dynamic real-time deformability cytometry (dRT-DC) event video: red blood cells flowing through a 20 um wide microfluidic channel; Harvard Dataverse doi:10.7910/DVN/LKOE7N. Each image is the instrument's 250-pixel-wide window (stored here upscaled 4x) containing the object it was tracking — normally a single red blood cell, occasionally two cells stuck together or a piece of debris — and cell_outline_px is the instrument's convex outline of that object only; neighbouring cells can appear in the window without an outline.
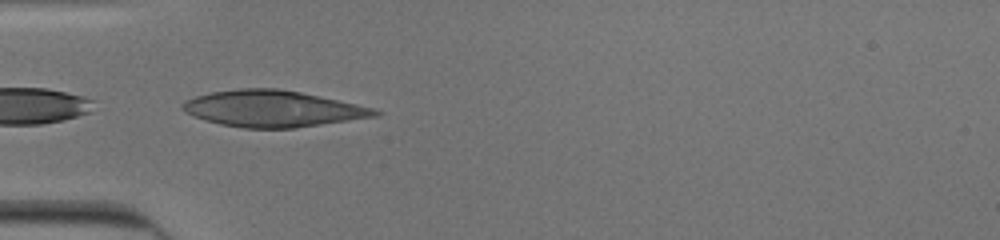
{"species": "human", "species_latin": "Homo sapiens", "temperature_condition": "cold", "stored_images_in_passage": 17, "camera_frame_rate_fps": 3000, "um_per_image_px": 0.085, "donor": {"sex": "male"}, "frame": {"image": 1, "passage_image": 1, "time_ms": 0.0, "image_size_px": [1000, 240], "cell_outline_px": [[384, 112], [380, 116], [296, 128], [244, 128], [220, 124], [184, 112], [180, 108], [180, 104], [184, 100], [196, 96], [212, 92], [240, 88], [276, 88], [300, 92], [320, 96], [376, 108]], "centroid_in_image_um": [23.23, 9.24], "position_along_channel_um": 61.8, "area_um2": 40.92}}
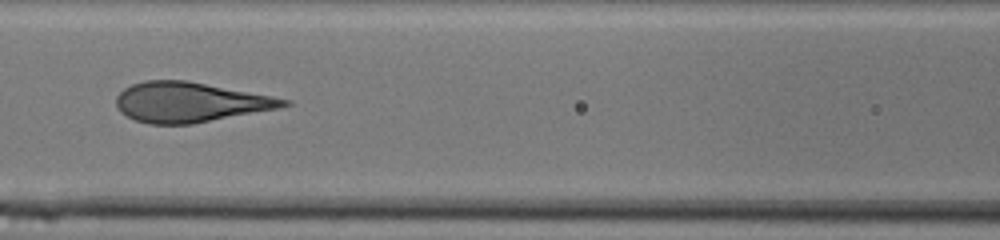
{"frame": {"image": 2, "passage_image": 8, "time_ms": 2.333, "image_size_px": [1000, 240], "cell_outline_px": [[292, 104], [280, 108], [192, 124], [148, 124], [136, 120], [120, 112], [116, 108], [116, 96], [124, 88], [132, 84], [144, 80], [188, 80], [292, 100]], "centroid_in_image_um": [16.14, 8.68], "position_along_channel_um": 150.5, "area_um2": 39.07}}